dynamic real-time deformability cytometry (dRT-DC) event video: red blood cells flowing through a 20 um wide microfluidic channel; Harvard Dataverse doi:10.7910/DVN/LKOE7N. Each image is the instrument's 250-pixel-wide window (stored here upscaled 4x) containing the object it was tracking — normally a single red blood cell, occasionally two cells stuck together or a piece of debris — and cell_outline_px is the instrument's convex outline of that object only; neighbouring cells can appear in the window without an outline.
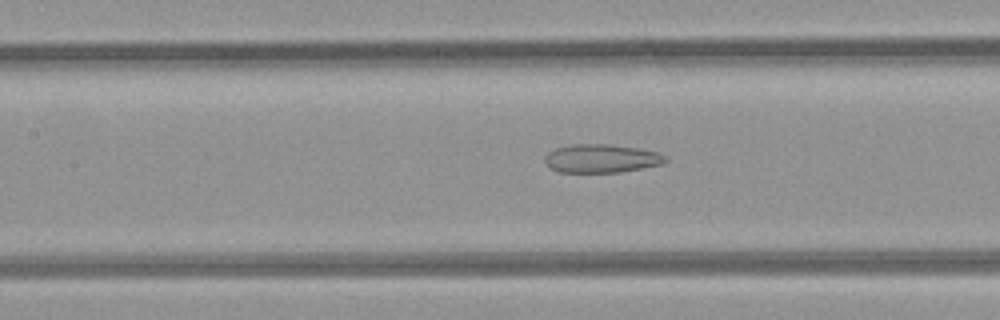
{"species": "common noctule bat (a hibernating species)", "species_latin": "Nyctalus noctula", "temperature_condition": "room temperature", "stored_images_in_passage": 42, "camera_frame_rate_fps": 3000, "um_per_image_px": 0.085, "animal": {"sex": "female", "body_mass_g": 21.9}, "frame": {"image": 1, "passage_image": 15, "time_ms": 4.667, "image_size_px": [1000, 320], "cell_outline_px": [[668, 160], [660, 164], [620, 172], [556, 172], [544, 160], [544, 156], [548, 152], [556, 148], [572, 144], [608, 144], [640, 148], [656, 152], [668, 156]], "centroid_in_image_um": [51.11, 13.46], "position_along_channel_um": 156.3, "area_um2": 19.94}}
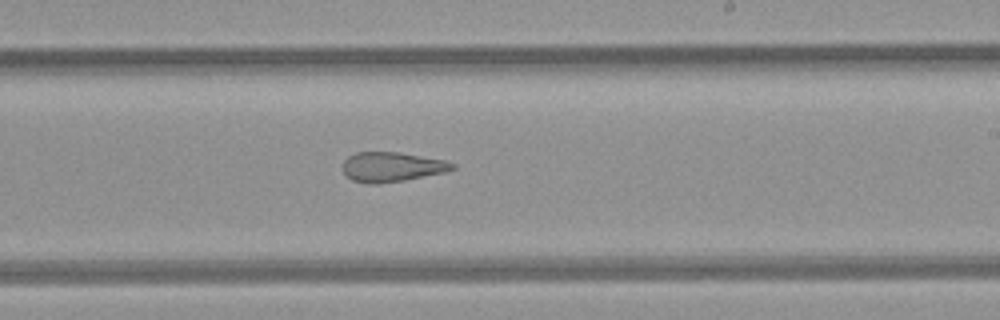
{"frame": {"image": 2, "passage_image": 22, "time_ms": 7.0, "image_size_px": [1000, 320], "cell_outline_px": [[456, 168], [444, 172], [404, 180], [376, 184], [368, 184], [352, 180], [344, 172], [344, 160], [348, 156], [356, 152], [400, 152], [448, 160], [456, 164]], "centroid_in_image_um": [33.34, 14.17], "position_along_channel_um": 255.7, "area_um2": 19.02}}
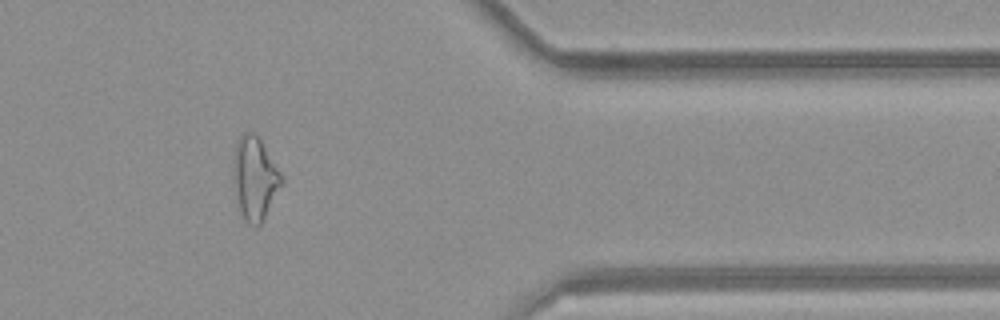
{"frame": {"image": 3, "passage_image": 33, "time_ms": 10.667, "image_size_px": [1000, 320], "cell_outline_px": [[284, 184], [260, 224], [256, 228], [248, 224], [244, 220], [240, 212], [232, 184], [232, 160], [236, 140], [244, 132], [252, 132], [260, 140], [284, 176]], "centroid_in_image_um": [21.64, 15.18], "position_along_channel_um": 389.8, "area_um2": 23.99}, "authors_computed_cell_mechanics": {"area_um2": 22.5998, "velocity_mm_per_s": 4.2708, "shape_relaxation_time_tau1_ms": null, "shape_relaxation_time_tau2_ms": 3.3884, "deformation_change_tau1": null, "deformation_change_tau2": 0.1495}}